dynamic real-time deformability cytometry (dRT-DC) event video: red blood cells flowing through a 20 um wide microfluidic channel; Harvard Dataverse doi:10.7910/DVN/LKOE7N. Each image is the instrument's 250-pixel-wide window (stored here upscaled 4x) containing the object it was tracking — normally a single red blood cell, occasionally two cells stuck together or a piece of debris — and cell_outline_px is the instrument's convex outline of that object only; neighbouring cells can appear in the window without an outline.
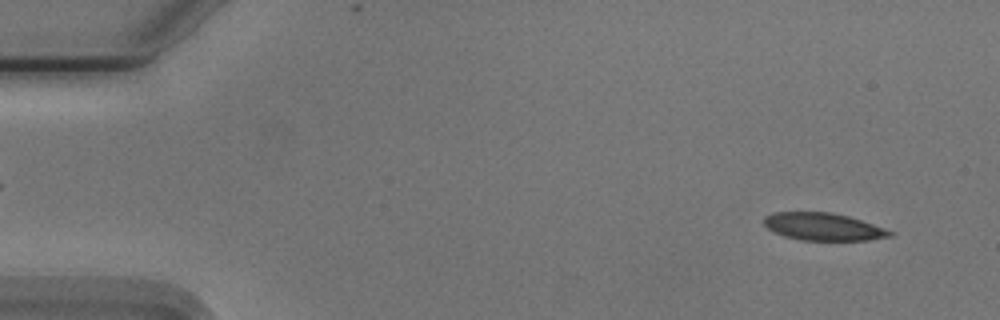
{"species": "Egyptian fruit bat (a non-hibernating species)", "species_latin": "Rousettus aegyptiacus", "temperature_condition": "cold", "stored_images_in_passage": 11, "camera_frame_rate_fps": 3000, "um_per_image_px": 0.085, "animal": {"sex": "male"}, "frame": {"image": 1, "passage_image": 3, "time_ms": 0.667, "image_size_px": [1000, 320], "cell_outline_px": [[896, 232], [892, 236], [868, 240], [800, 240], [784, 236], [768, 228], [764, 224], [764, 216], [772, 212], [828, 212], [848, 216]], "centroid_in_image_um": [69.97, 19.27], "position_along_channel_um": 15.0, "area_um2": 20.06}}